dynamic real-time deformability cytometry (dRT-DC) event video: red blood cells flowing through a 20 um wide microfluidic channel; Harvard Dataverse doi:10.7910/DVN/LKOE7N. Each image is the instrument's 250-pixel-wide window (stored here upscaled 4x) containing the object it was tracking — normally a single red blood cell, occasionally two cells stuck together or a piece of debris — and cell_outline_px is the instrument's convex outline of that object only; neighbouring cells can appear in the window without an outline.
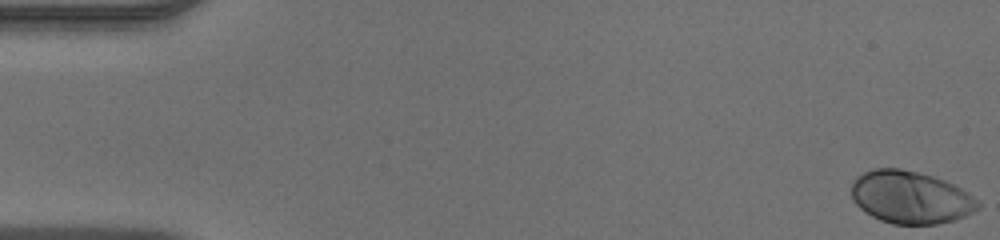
{"species": "human", "species_latin": "Homo sapiens", "temperature_condition": "warm", "stored_images_in_passage": 48, "camera_frame_rate_fps": 3000, "um_per_image_px": 0.085, "donor": {"sex": "male"}, "frame": {"image": 1, "passage_image": 1, "time_ms": 0.0, "image_size_px": [1000, 240], "cell_outline_px": [[980, 208], [956, 220], [936, 224], [892, 224], [880, 220], [864, 212], [852, 200], [852, 180], [856, 176], [864, 172], [876, 168], [900, 168], [932, 176], [944, 180], [960, 188], [972, 196], [980, 204]], "centroid_in_image_um": [77.36, 16.78], "position_along_channel_um": 7.6, "area_um2": 38.73}}
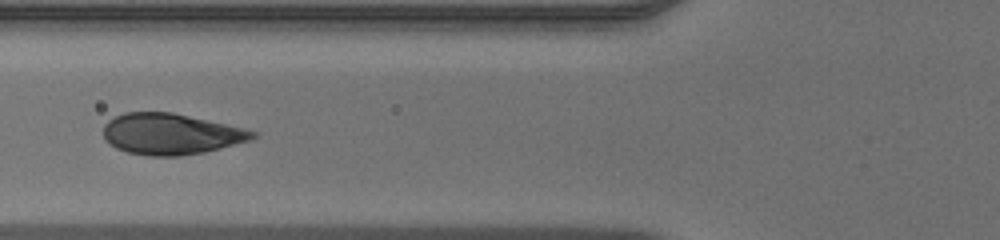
{"frame": {"image": 2, "passage_image": 19, "time_ms": 6.0, "image_size_px": [1000, 240], "cell_outline_px": [[260, 132], [252, 140], [204, 152], [180, 156], [148, 156], [128, 152], [116, 148], [104, 136], [104, 124], [108, 120], [124, 112], [172, 112], [244, 128]], "centroid_in_image_um": [14.55, 11.39], "position_along_channel_um": 111.2, "area_um2": 35.6}}
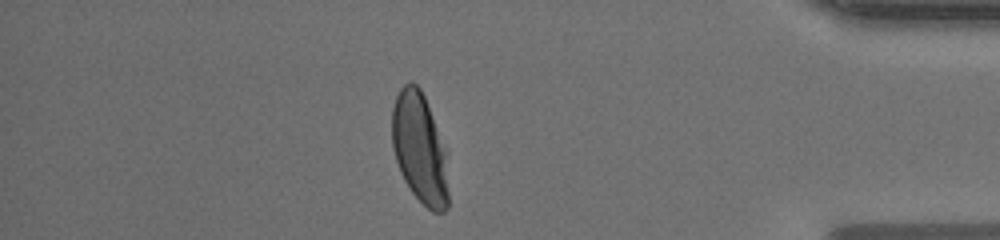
{"frame": {"image": 3, "passage_image": 42, "time_ms": 13.667, "image_size_px": [1000, 240], "cell_outline_px": [[448, 208], [444, 212], [432, 212], [412, 192], [404, 180], [400, 172], [392, 148], [392, 108], [396, 96], [400, 88], [404, 84], [416, 84], [420, 88], [424, 96], [444, 148], [448, 192]], "centroid_in_image_um": [35.64, 12.63], "position_along_channel_um": 399.6, "area_um2": 35.66}}